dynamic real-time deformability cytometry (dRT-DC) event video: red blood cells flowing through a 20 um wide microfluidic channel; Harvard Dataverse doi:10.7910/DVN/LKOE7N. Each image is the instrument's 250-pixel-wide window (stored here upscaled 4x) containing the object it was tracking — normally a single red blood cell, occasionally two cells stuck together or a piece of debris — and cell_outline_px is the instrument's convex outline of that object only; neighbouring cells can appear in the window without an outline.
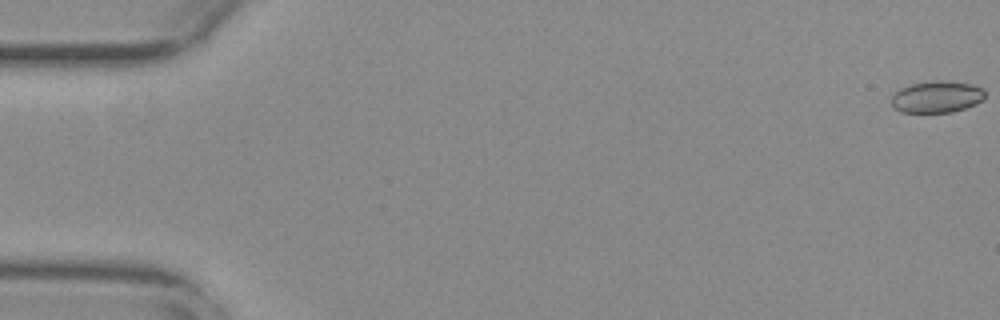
{"species": "common noctule bat (a hibernating species)", "species_latin": "Nyctalus noctula", "temperature_condition": "warm", "stored_images_in_passage": 57, "camera_frame_rate_fps": 3000, "um_per_image_px": 0.085, "animal": {"sex": "female", "body_mass_g": 29.2, "forearm_length_mm": 56.3}, "frame": {"image": 1, "passage_image": 1, "time_ms": 0.0, "image_size_px": [1000, 320], "cell_outline_px": [[984, 100], [976, 104], [952, 112], [900, 112], [892, 108], [892, 96], [900, 88], [908, 84], [936, 80], [948, 80], [972, 84], [984, 88]], "centroid_in_image_um": [79.63, 8.22], "position_along_channel_um": 5.4, "area_um2": 17.57}}
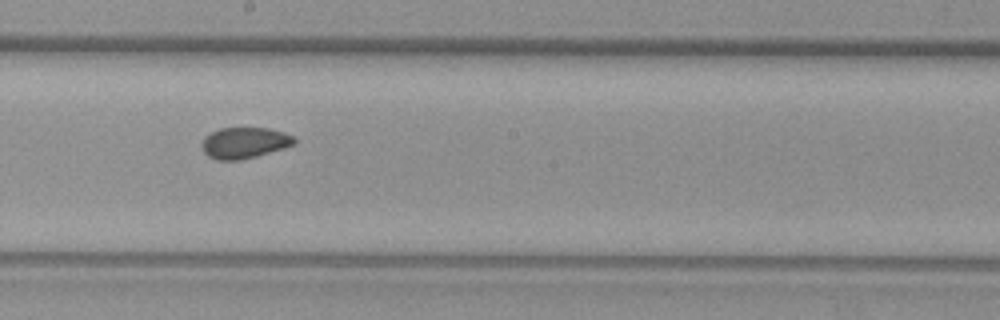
{"frame": {"image": 2, "passage_image": 32, "time_ms": 10.333, "image_size_px": [1000, 320], "cell_outline_px": [[296, 144], [284, 148], [256, 156], [240, 160], [216, 160], [208, 156], [204, 152], [200, 144], [204, 136], [220, 128], [268, 128], [284, 132], [296, 136]], "centroid_in_image_um": [20.78, 12.14], "position_along_channel_um": 227.4, "area_um2": 16.94}}
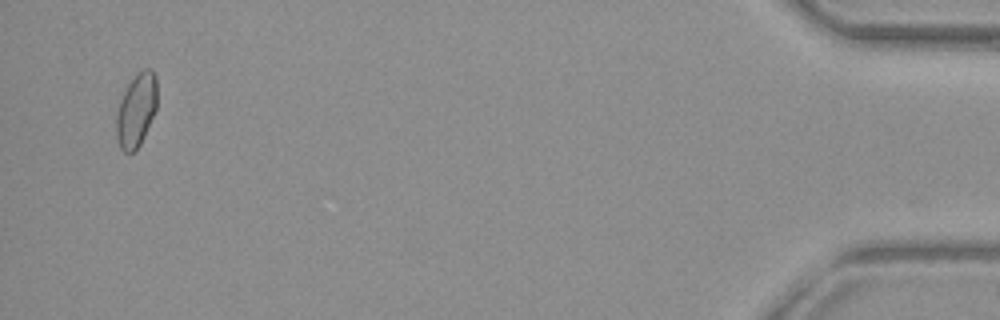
{"frame": {"image": 3, "passage_image": 55, "time_ms": 18.0, "image_size_px": [1000, 320], "cell_outline_px": [[156, 108], [144, 136], [140, 144], [132, 152], [124, 152], [120, 148], [116, 136], [116, 116], [120, 100], [128, 84], [144, 68], [152, 68], [156, 76]], "centroid_in_image_um": [11.58, 9.36], "position_along_channel_um": 423.6, "area_um2": 17.17}, "authors_computed_cell_mechanics": {"area_um2": 17.1666, "velocity_mm_per_s": 3.724, "shape_relaxation_time_tau1_ms": null, "shape_relaxation_time_tau2_ms": 1.5333, "deformation_change_tau1": null, "deformation_change_tau2": 0.051}}